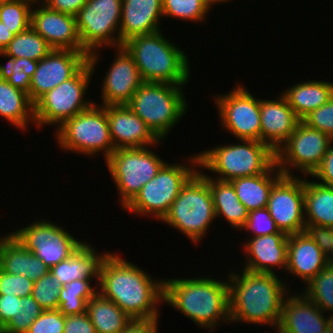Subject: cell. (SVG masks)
Wrapping results in <instances>:
<instances>
[{"label":"cell","instance_id":"1","mask_svg":"<svg viewBox=\"0 0 333 333\" xmlns=\"http://www.w3.org/2000/svg\"><path fill=\"white\" fill-rule=\"evenodd\" d=\"M155 279L137 265L109 252L101 264L97 288L132 320L159 319L164 280Z\"/></svg>","mask_w":333,"mask_h":333},{"label":"cell","instance_id":"2","mask_svg":"<svg viewBox=\"0 0 333 333\" xmlns=\"http://www.w3.org/2000/svg\"><path fill=\"white\" fill-rule=\"evenodd\" d=\"M227 276L230 323L266 324L276 330L281 318L283 301L289 294V284L281 281L277 274L251 272L245 269L240 274L233 271Z\"/></svg>","mask_w":333,"mask_h":333},{"label":"cell","instance_id":"3","mask_svg":"<svg viewBox=\"0 0 333 333\" xmlns=\"http://www.w3.org/2000/svg\"><path fill=\"white\" fill-rule=\"evenodd\" d=\"M163 303L209 332L220 323H230L228 278L225 281L202 276L164 279Z\"/></svg>","mask_w":333,"mask_h":333},{"label":"cell","instance_id":"4","mask_svg":"<svg viewBox=\"0 0 333 333\" xmlns=\"http://www.w3.org/2000/svg\"><path fill=\"white\" fill-rule=\"evenodd\" d=\"M122 46L133 57L144 82L185 86L189 82V56L161 31L132 37Z\"/></svg>","mask_w":333,"mask_h":333},{"label":"cell","instance_id":"5","mask_svg":"<svg viewBox=\"0 0 333 333\" xmlns=\"http://www.w3.org/2000/svg\"><path fill=\"white\" fill-rule=\"evenodd\" d=\"M198 153V168L217 173L215 179L231 181L264 174L275 162V152L261 141L238 140Z\"/></svg>","mask_w":333,"mask_h":333},{"label":"cell","instance_id":"6","mask_svg":"<svg viewBox=\"0 0 333 333\" xmlns=\"http://www.w3.org/2000/svg\"><path fill=\"white\" fill-rule=\"evenodd\" d=\"M98 54L97 51L90 53L88 62L73 77L45 93L34 103V125L37 128L44 125H57L58 128L67 119L94 103L84 96L100 60Z\"/></svg>","mask_w":333,"mask_h":333},{"label":"cell","instance_id":"7","mask_svg":"<svg viewBox=\"0 0 333 333\" xmlns=\"http://www.w3.org/2000/svg\"><path fill=\"white\" fill-rule=\"evenodd\" d=\"M182 86L143 82L127 104L159 140H165L170 130L186 114L188 104Z\"/></svg>","mask_w":333,"mask_h":333},{"label":"cell","instance_id":"8","mask_svg":"<svg viewBox=\"0 0 333 333\" xmlns=\"http://www.w3.org/2000/svg\"><path fill=\"white\" fill-rule=\"evenodd\" d=\"M215 219L209 183L197 170L182 186L161 221L182 232L196 244L202 241Z\"/></svg>","mask_w":333,"mask_h":333},{"label":"cell","instance_id":"9","mask_svg":"<svg viewBox=\"0 0 333 333\" xmlns=\"http://www.w3.org/2000/svg\"><path fill=\"white\" fill-rule=\"evenodd\" d=\"M58 145L67 151L95 156L101 152L106 160L115 150L107 120V106L93 103L88 109L67 119L55 133Z\"/></svg>","mask_w":333,"mask_h":333},{"label":"cell","instance_id":"10","mask_svg":"<svg viewBox=\"0 0 333 333\" xmlns=\"http://www.w3.org/2000/svg\"><path fill=\"white\" fill-rule=\"evenodd\" d=\"M194 155L189 157L190 162L185 161V166L181 163L165 162L156 176L141 188L123 210L141 216L151 215L152 218L161 221L179 195L182 186L197 171L199 157L198 154Z\"/></svg>","mask_w":333,"mask_h":333},{"label":"cell","instance_id":"11","mask_svg":"<svg viewBox=\"0 0 333 333\" xmlns=\"http://www.w3.org/2000/svg\"><path fill=\"white\" fill-rule=\"evenodd\" d=\"M151 147L116 149L105 160L110 175L119 191L124 209L141 188L156 176L165 161Z\"/></svg>","mask_w":333,"mask_h":333},{"label":"cell","instance_id":"12","mask_svg":"<svg viewBox=\"0 0 333 333\" xmlns=\"http://www.w3.org/2000/svg\"><path fill=\"white\" fill-rule=\"evenodd\" d=\"M122 1L87 0L75 15L82 48L88 55L103 46L120 47Z\"/></svg>","mask_w":333,"mask_h":333},{"label":"cell","instance_id":"13","mask_svg":"<svg viewBox=\"0 0 333 333\" xmlns=\"http://www.w3.org/2000/svg\"><path fill=\"white\" fill-rule=\"evenodd\" d=\"M333 139L302 120L288 140L279 148L276 154V165L283 175L294 176L291 172L312 176L320 167Z\"/></svg>","mask_w":333,"mask_h":333},{"label":"cell","instance_id":"14","mask_svg":"<svg viewBox=\"0 0 333 333\" xmlns=\"http://www.w3.org/2000/svg\"><path fill=\"white\" fill-rule=\"evenodd\" d=\"M13 235L48 268L68 259L84 242L75 239L62 226L46 219L35 220L15 230Z\"/></svg>","mask_w":333,"mask_h":333},{"label":"cell","instance_id":"15","mask_svg":"<svg viewBox=\"0 0 333 333\" xmlns=\"http://www.w3.org/2000/svg\"><path fill=\"white\" fill-rule=\"evenodd\" d=\"M222 128L239 140L260 141V100L238 84L214 98Z\"/></svg>","mask_w":333,"mask_h":333},{"label":"cell","instance_id":"16","mask_svg":"<svg viewBox=\"0 0 333 333\" xmlns=\"http://www.w3.org/2000/svg\"><path fill=\"white\" fill-rule=\"evenodd\" d=\"M282 175L273 185L267 209L277 228L287 235L307 230L304 217V177Z\"/></svg>","mask_w":333,"mask_h":333},{"label":"cell","instance_id":"17","mask_svg":"<svg viewBox=\"0 0 333 333\" xmlns=\"http://www.w3.org/2000/svg\"><path fill=\"white\" fill-rule=\"evenodd\" d=\"M86 52L53 49L38 61L30 83V101L34 104L41 96L73 77L87 62Z\"/></svg>","mask_w":333,"mask_h":333},{"label":"cell","instance_id":"18","mask_svg":"<svg viewBox=\"0 0 333 333\" xmlns=\"http://www.w3.org/2000/svg\"><path fill=\"white\" fill-rule=\"evenodd\" d=\"M329 262L322 234L306 230L289 235L287 272L307 284Z\"/></svg>","mask_w":333,"mask_h":333},{"label":"cell","instance_id":"19","mask_svg":"<svg viewBox=\"0 0 333 333\" xmlns=\"http://www.w3.org/2000/svg\"><path fill=\"white\" fill-rule=\"evenodd\" d=\"M114 49L116 58L111 63L101 85L103 106L127 105L144 82L133 57L127 50L123 46Z\"/></svg>","mask_w":333,"mask_h":333},{"label":"cell","instance_id":"20","mask_svg":"<svg viewBox=\"0 0 333 333\" xmlns=\"http://www.w3.org/2000/svg\"><path fill=\"white\" fill-rule=\"evenodd\" d=\"M31 11V27L53 49H69L85 52L79 38L74 15L50 9L45 4Z\"/></svg>","mask_w":333,"mask_h":333},{"label":"cell","instance_id":"21","mask_svg":"<svg viewBox=\"0 0 333 333\" xmlns=\"http://www.w3.org/2000/svg\"><path fill=\"white\" fill-rule=\"evenodd\" d=\"M107 120L115 150L155 147V144L162 143L127 105L107 106Z\"/></svg>","mask_w":333,"mask_h":333},{"label":"cell","instance_id":"22","mask_svg":"<svg viewBox=\"0 0 333 333\" xmlns=\"http://www.w3.org/2000/svg\"><path fill=\"white\" fill-rule=\"evenodd\" d=\"M303 292L286 295L282 304L281 318L276 333H323L333 321Z\"/></svg>","mask_w":333,"mask_h":333},{"label":"cell","instance_id":"23","mask_svg":"<svg viewBox=\"0 0 333 333\" xmlns=\"http://www.w3.org/2000/svg\"><path fill=\"white\" fill-rule=\"evenodd\" d=\"M260 118V141L275 153L301 121L282 95H278L275 100H260Z\"/></svg>","mask_w":333,"mask_h":333},{"label":"cell","instance_id":"24","mask_svg":"<svg viewBox=\"0 0 333 333\" xmlns=\"http://www.w3.org/2000/svg\"><path fill=\"white\" fill-rule=\"evenodd\" d=\"M288 237L285 233H275L259 237H250L243 243L246 254L244 269L251 272L275 274L281 267L287 268ZM248 255V256H247ZM275 267V268H274Z\"/></svg>","mask_w":333,"mask_h":333},{"label":"cell","instance_id":"25","mask_svg":"<svg viewBox=\"0 0 333 333\" xmlns=\"http://www.w3.org/2000/svg\"><path fill=\"white\" fill-rule=\"evenodd\" d=\"M162 0H123L120 21V47L138 35L160 30Z\"/></svg>","mask_w":333,"mask_h":333},{"label":"cell","instance_id":"26","mask_svg":"<svg viewBox=\"0 0 333 333\" xmlns=\"http://www.w3.org/2000/svg\"><path fill=\"white\" fill-rule=\"evenodd\" d=\"M85 242L68 259L50 268V273L61 286L80 279H94L98 286L100 267L109 251L97 253L96 248Z\"/></svg>","mask_w":333,"mask_h":333},{"label":"cell","instance_id":"27","mask_svg":"<svg viewBox=\"0 0 333 333\" xmlns=\"http://www.w3.org/2000/svg\"><path fill=\"white\" fill-rule=\"evenodd\" d=\"M305 179L304 176L306 228L321 234L333 228V187Z\"/></svg>","mask_w":333,"mask_h":333},{"label":"cell","instance_id":"28","mask_svg":"<svg viewBox=\"0 0 333 333\" xmlns=\"http://www.w3.org/2000/svg\"><path fill=\"white\" fill-rule=\"evenodd\" d=\"M282 175L275 162L264 174L239 177L230 182L240 202L248 211H252L267 207L270 191Z\"/></svg>","mask_w":333,"mask_h":333},{"label":"cell","instance_id":"29","mask_svg":"<svg viewBox=\"0 0 333 333\" xmlns=\"http://www.w3.org/2000/svg\"><path fill=\"white\" fill-rule=\"evenodd\" d=\"M0 268L13 275H24L33 282L50 271V268L27 250L14 235L3 246Z\"/></svg>","mask_w":333,"mask_h":333},{"label":"cell","instance_id":"30","mask_svg":"<svg viewBox=\"0 0 333 333\" xmlns=\"http://www.w3.org/2000/svg\"><path fill=\"white\" fill-rule=\"evenodd\" d=\"M208 181L212 194L216 218L223 217L233 228L241 230L248 218L249 211L237 197L230 181H221L199 171Z\"/></svg>","mask_w":333,"mask_h":333},{"label":"cell","instance_id":"31","mask_svg":"<svg viewBox=\"0 0 333 333\" xmlns=\"http://www.w3.org/2000/svg\"><path fill=\"white\" fill-rule=\"evenodd\" d=\"M302 120L311 111L324 105L333 96V83L328 81H303L280 93Z\"/></svg>","mask_w":333,"mask_h":333},{"label":"cell","instance_id":"32","mask_svg":"<svg viewBox=\"0 0 333 333\" xmlns=\"http://www.w3.org/2000/svg\"><path fill=\"white\" fill-rule=\"evenodd\" d=\"M0 116L16 128L25 131L34 120V104L28 94L0 79Z\"/></svg>","mask_w":333,"mask_h":333},{"label":"cell","instance_id":"33","mask_svg":"<svg viewBox=\"0 0 333 333\" xmlns=\"http://www.w3.org/2000/svg\"><path fill=\"white\" fill-rule=\"evenodd\" d=\"M86 312L97 333H121L132 319L98 291L87 302Z\"/></svg>","mask_w":333,"mask_h":333},{"label":"cell","instance_id":"34","mask_svg":"<svg viewBox=\"0 0 333 333\" xmlns=\"http://www.w3.org/2000/svg\"><path fill=\"white\" fill-rule=\"evenodd\" d=\"M91 279L73 280L61 287L58 310L64 316L83 314L87 302L98 291L97 286H91Z\"/></svg>","mask_w":333,"mask_h":333},{"label":"cell","instance_id":"35","mask_svg":"<svg viewBox=\"0 0 333 333\" xmlns=\"http://www.w3.org/2000/svg\"><path fill=\"white\" fill-rule=\"evenodd\" d=\"M53 48L31 26L25 31L14 35L4 53L14 58H28L40 61L46 57Z\"/></svg>","mask_w":333,"mask_h":333},{"label":"cell","instance_id":"36","mask_svg":"<svg viewBox=\"0 0 333 333\" xmlns=\"http://www.w3.org/2000/svg\"><path fill=\"white\" fill-rule=\"evenodd\" d=\"M306 286L303 294L333 318V263L329 262Z\"/></svg>","mask_w":333,"mask_h":333},{"label":"cell","instance_id":"37","mask_svg":"<svg viewBox=\"0 0 333 333\" xmlns=\"http://www.w3.org/2000/svg\"><path fill=\"white\" fill-rule=\"evenodd\" d=\"M9 58L6 65L0 64V79L7 80L13 87L24 91L30 99L31 78L36 71L38 61L28 58H14L4 52L0 54Z\"/></svg>","mask_w":333,"mask_h":333},{"label":"cell","instance_id":"38","mask_svg":"<svg viewBox=\"0 0 333 333\" xmlns=\"http://www.w3.org/2000/svg\"><path fill=\"white\" fill-rule=\"evenodd\" d=\"M32 7L26 0H0V21L17 35L31 26Z\"/></svg>","mask_w":333,"mask_h":333},{"label":"cell","instance_id":"39","mask_svg":"<svg viewBox=\"0 0 333 333\" xmlns=\"http://www.w3.org/2000/svg\"><path fill=\"white\" fill-rule=\"evenodd\" d=\"M162 9L163 16L197 23L210 13L205 0H162Z\"/></svg>","mask_w":333,"mask_h":333},{"label":"cell","instance_id":"40","mask_svg":"<svg viewBox=\"0 0 333 333\" xmlns=\"http://www.w3.org/2000/svg\"><path fill=\"white\" fill-rule=\"evenodd\" d=\"M61 287L62 286L49 271L34 282L31 296L44 310H57Z\"/></svg>","mask_w":333,"mask_h":333},{"label":"cell","instance_id":"41","mask_svg":"<svg viewBox=\"0 0 333 333\" xmlns=\"http://www.w3.org/2000/svg\"><path fill=\"white\" fill-rule=\"evenodd\" d=\"M21 303L19 313L5 326V333H27L33 321L44 311L31 295L22 297Z\"/></svg>","mask_w":333,"mask_h":333},{"label":"cell","instance_id":"42","mask_svg":"<svg viewBox=\"0 0 333 333\" xmlns=\"http://www.w3.org/2000/svg\"><path fill=\"white\" fill-rule=\"evenodd\" d=\"M241 230L253 233L251 237L284 233L277 228L267 208L249 211L247 222Z\"/></svg>","mask_w":333,"mask_h":333},{"label":"cell","instance_id":"43","mask_svg":"<svg viewBox=\"0 0 333 333\" xmlns=\"http://www.w3.org/2000/svg\"><path fill=\"white\" fill-rule=\"evenodd\" d=\"M302 121L333 139V96L324 105L306 115Z\"/></svg>","mask_w":333,"mask_h":333},{"label":"cell","instance_id":"44","mask_svg":"<svg viewBox=\"0 0 333 333\" xmlns=\"http://www.w3.org/2000/svg\"><path fill=\"white\" fill-rule=\"evenodd\" d=\"M33 286L34 282L24 275H13L0 268V294L22 298L32 295Z\"/></svg>","mask_w":333,"mask_h":333},{"label":"cell","instance_id":"45","mask_svg":"<svg viewBox=\"0 0 333 333\" xmlns=\"http://www.w3.org/2000/svg\"><path fill=\"white\" fill-rule=\"evenodd\" d=\"M65 316L57 310H44L30 325L27 333H63Z\"/></svg>","mask_w":333,"mask_h":333},{"label":"cell","instance_id":"46","mask_svg":"<svg viewBox=\"0 0 333 333\" xmlns=\"http://www.w3.org/2000/svg\"><path fill=\"white\" fill-rule=\"evenodd\" d=\"M63 333H97L87 312L65 316Z\"/></svg>","mask_w":333,"mask_h":333},{"label":"cell","instance_id":"47","mask_svg":"<svg viewBox=\"0 0 333 333\" xmlns=\"http://www.w3.org/2000/svg\"><path fill=\"white\" fill-rule=\"evenodd\" d=\"M21 298L16 295L0 294V322L6 326L19 313Z\"/></svg>","mask_w":333,"mask_h":333},{"label":"cell","instance_id":"48","mask_svg":"<svg viewBox=\"0 0 333 333\" xmlns=\"http://www.w3.org/2000/svg\"><path fill=\"white\" fill-rule=\"evenodd\" d=\"M320 184L333 187V142L330 144L320 167L313 173Z\"/></svg>","mask_w":333,"mask_h":333},{"label":"cell","instance_id":"49","mask_svg":"<svg viewBox=\"0 0 333 333\" xmlns=\"http://www.w3.org/2000/svg\"><path fill=\"white\" fill-rule=\"evenodd\" d=\"M87 0H47L45 5L58 12L76 15Z\"/></svg>","mask_w":333,"mask_h":333},{"label":"cell","instance_id":"50","mask_svg":"<svg viewBox=\"0 0 333 333\" xmlns=\"http://www.w3.org/2000/svg\"><path fill=\"white\" fill-rule=\"evenodd\" d=\"M158 319H133L121 333H158Z\"/></svg>","mask_w":333,"mask_h":333},{"label":"cell","instance_id":"51","mask_svg":"<svg viewBox=\"0 0 333 333\" xmlns=\"http://www.w3.org/2000/svg\"><path fill=\"white\" fill-rule=\"evenodd\" d=\"M13 38L14 34L0 21V54L5 51V48Z\"/></svg>","mask_w":333,"mask_h":333},{"label":"cell","instance_id":"52","mask_svg":"<svg viewBox=\"0 0 333 333\" xmlns=\"http://www.w3.org/2000/svg\"><path fill=\"white\" fill-rule=\"evenodd\" d=\"M321 234L324 239L329 261L333 263V228L328 229Z\"/></svg>","mask_w":333,"mask_h":333},{"label":"cell","instance_id":"53","mask_svg":"<svg viewBox=\"0 0 333 333\" xmlns=\"http://www.w3.org/2000/svg\"><path fill=\"white\" fill-rule=\"evenodd\" d=\"M13 235V232L11 231L10 233L4 235L3 237H0V264H1V253H2V249L4 244L9 240V238Z\"/></svg>","mask_w":333,"mask_h":333},{"label":"cell","instance_id":"54","mask_svg":"<svg viewBox=\"0 0 333 333\" xmlns=\"http://www.w3.org/2000/svg\"><path fill=\"white\" fill-rule=\"evenodd\" d=\"M229 1H231V0H205V2H206V4H207V6L211 9L212 7V5L213 4H218V3H227V2H229Z\"/></svg>","mask_w":333,"mask_h":333},{"label":"cell","instance_id":"55","mask_svg":"<svg viewBox=\"0 0 333 333\" xmlns=\"http://www.w3.org/2000/svg\"><path fill=\"white\" fill-rule=\"evenodd\" d=\"M323 333H333V321L324 329Z\"/></svg>","mask_w":333,"mask_h":333},{"label":"cell","instance_id":"56","mask_svg":"<svg viewBox=\"0 0 333 333\" xmlns=\"http://www.w3.org/2000/svg\"><path fill=\"white\" fill-rule=\"evenodd\" d=\"M26 1H28L30 4L33 5V4H37V3L45 4L47 0H26Z\"/></svg>","mask_w":333,"mask_h":333},{"label":"cell","instance_id":"57","mask_svg":"<svg viewBox=\"0 0 333 333\" xmlns=\"http://www.w3.org/2000/svg\"><path fill=\"white\" fill-rule=\"evenodd\" d=\"M0 333H5V326L0 322Z\"/></svg>","mask_w":333,"mask_h":333}]
</instances>
